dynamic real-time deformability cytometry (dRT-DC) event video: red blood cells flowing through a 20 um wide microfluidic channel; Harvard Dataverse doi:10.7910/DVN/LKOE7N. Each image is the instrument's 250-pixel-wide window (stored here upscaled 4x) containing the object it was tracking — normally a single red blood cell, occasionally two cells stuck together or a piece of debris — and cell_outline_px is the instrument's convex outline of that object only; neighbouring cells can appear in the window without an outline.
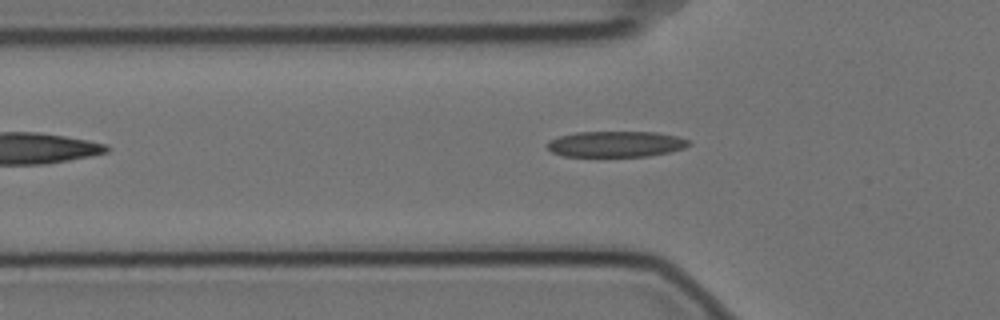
{"species": "Egyptian fruit bat (a non-hibernating species)", "species_latin": "Rousettus aegyptiacus", "temperature_condition": "cold", "stored_images_in_passage": 2, "camera_frame_rate_fps": 3000, "um_per_image_px": 0.085, "animal": {"sex": "female"}, "frame": {"image": 1, "passage_image": 2, "time_ms": 0.333, "image_size_px": [1000, 320], "cell_outline_px": [[692, 144], [684, 148], [668, 152], [648, 156], [564, 156], [552, 152], [544, 144], [548, 140], [560, 136], [576, 132], [656, 132], [676, 136], [688, 140]], "centroid_in_image_um": [52.32, 12.24], "position_along_channel_um": 73.5, "area_um2": 21.33}}